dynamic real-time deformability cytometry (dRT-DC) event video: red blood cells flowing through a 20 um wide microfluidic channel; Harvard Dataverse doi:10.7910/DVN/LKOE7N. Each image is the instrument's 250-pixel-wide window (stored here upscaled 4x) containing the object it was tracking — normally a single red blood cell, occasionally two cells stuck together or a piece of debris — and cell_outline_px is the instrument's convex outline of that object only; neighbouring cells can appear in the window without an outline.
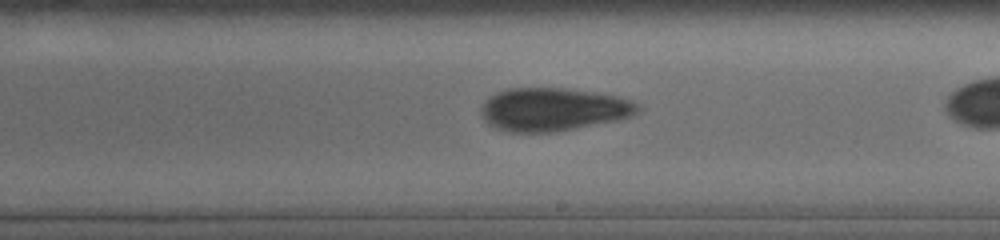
{"species": "human", "species_latin": "Homo sapiens", "temperature_condition": "cold", "stored_images_in_passage": 42, "camera_frame_rate_fps": 3000, "um_per_image_px": 0.085, "donor": {"sex": "male"}, "frame": {"image": 1, "passage_image": 41, "time_ms": 10.333, "image_size_px": [1000, 240], "cell_outline_px": [[640, 108], [636, 112], [628, 116], [616, 120], [556, 132], [508, 132], [492, 128], [480, 116], [480, 108], [484, 100], [496, 92], [508, 88], [564, 88], [616, 96], [632, 100], [640, 104]], "centroid_in_image_um": [46.93, 9.3], "position_along_channel_um": 242.1, "area_um2": 39.48}}